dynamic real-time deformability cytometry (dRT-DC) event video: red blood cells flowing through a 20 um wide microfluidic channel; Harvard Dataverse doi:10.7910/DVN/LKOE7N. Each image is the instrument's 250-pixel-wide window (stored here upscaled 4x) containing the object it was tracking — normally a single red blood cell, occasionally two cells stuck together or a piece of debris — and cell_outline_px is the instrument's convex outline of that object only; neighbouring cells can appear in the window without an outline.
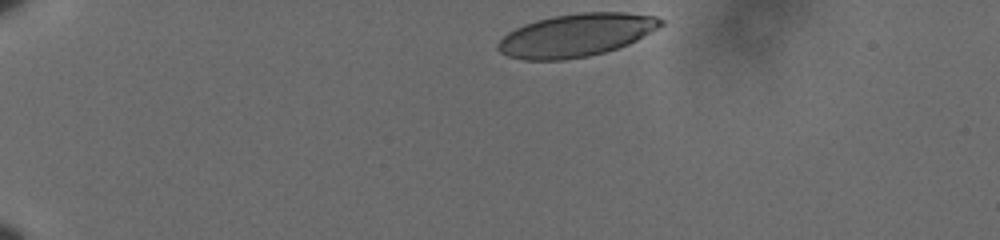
{"species": "human", "species_latin": "Homo sapiens", "temperature_condition": "cold", "stored_images_in_passage": 40, "camera_frame_rate_fps": 3000, "um_per_image_px": 0.085, "donor": {"sex": "male"}, "frame": {"image": 1, "passage_image": 1, "time_ms": 0.0, "image_size_px": [1000, 240], "cell_outline_px": [[664, 24], [636, 40], [628, 44], [604, 52], [588, 56], [564, 60], [520, 60], [508, 56], [500, 52], [496, 48], [496, 44], [508, 32], [524, 24], [536, 20], [552, 16], [580, 12], [624, 12], [656, 16], [664, 20]], "centroid_in_image_um": [48.94, 2.99], "position_along_channel_um": 36.1, "area_um2": 40.75}}
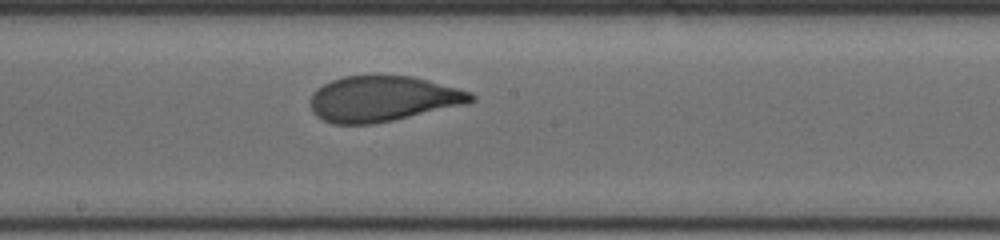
{"frame": {"image": 2, "passage_image": 23, "time_ms": 7.333, "image_size_px": [1000, 240], "cell_outline_px": [[476, 100], [464, 104], [392, 120], [372, 124], [332, 124], [316, 116], [312, 112], [308, 100], [312, 92], [316, 88], [332, 80], [344, 76], [412, 76], [460, 88], [472, 92], [476, 96]], "centroid_in_image_um": [32.5, 8.39], "position_along_channel_um": 215.7, "area_um2": 42.66}}
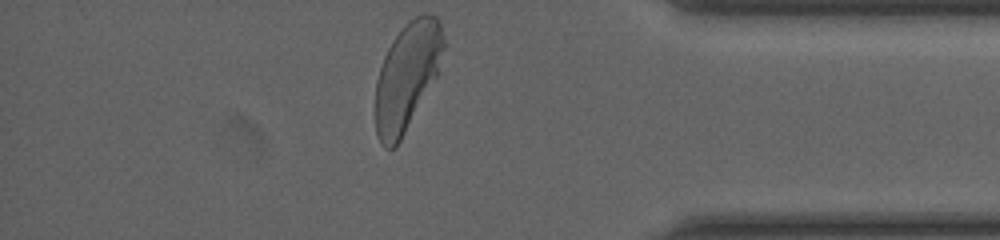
{"frame": {"image": 3, "passage_image": 40, "time_ms": 13.0, "image_size_px": [1000, 240], "cell_outline_px": [[444, 48], [436, 76], [396, 148], [384, 148], [380, 144], [376, 132], [376, 80], [384, 56], [392, 40], [400, 28], [408, 20], [424, 12], [428, 12], [436, 16], [440, 20], [444, 36]], "centroid_in_image_um": [34.59, 6.44], "position_along_channel_um": 400.6, "area_um2": 42.6}, "authors_computed_cell_mechanics": {"area_um2": 42.8298, "velocity_mm_per_s": 3.581, "shape_relaxation_time_tau1_ms": 5.5299, "shape_relaxation_time_tau2_ms": null, "deformation_change_tau1": 0.2048, "deformation_change_tau2": null}}